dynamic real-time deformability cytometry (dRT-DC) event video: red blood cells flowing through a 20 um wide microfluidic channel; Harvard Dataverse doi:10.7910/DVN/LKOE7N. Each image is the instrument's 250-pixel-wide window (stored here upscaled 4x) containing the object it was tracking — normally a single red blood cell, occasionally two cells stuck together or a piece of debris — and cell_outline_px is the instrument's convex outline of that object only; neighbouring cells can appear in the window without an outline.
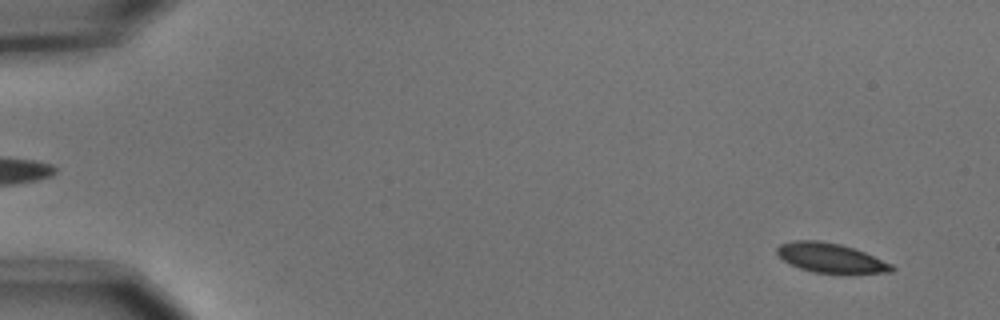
{"species": "common noctule bat (a hibernating species)", "species_latin": "Nyctalus noctula", "temperature_condition": "cold", "stored_images_in_passage": 54, "camera_frame_rate_fps": 3000, "um_per_image_px": 0.085, "animal": {"sex": "male", "body_mass_g": 15.6}, "frame": {"image": 1, "passage_image": 3, "time_ms": 0.667, "image_size_px": [1000, 320], "cell_outline_px": [[896, 268], [892, 272], [812, 272], [788, 264], [776, 252], [776, 248], [780, 244], [792, 240], [816, 240], [840, 244], [864, 252], [892, 264]], "centroid_in_image_um": [70.55, 21.9], "position_along_channel_um": 14.4, "area_um2": 19.31}}
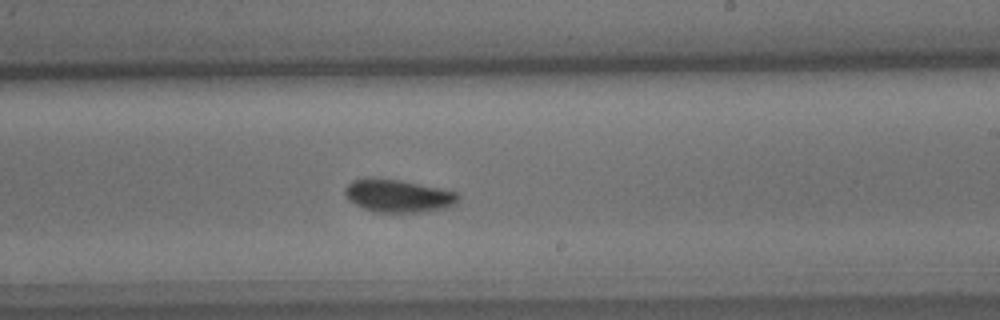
{"frame": {"image": 2, "passage_image": 33, "time_ms": 10.667, "image_size_px": [1000, 320], "cell_outline_px": [[460, 200], [456, 204], [448, 208], [424, 212], [372, 212], [348, 200], [344, 196], [344, 188], [352, 180], [364, 176], [368, 176], [400, 180], [456, 192], [460, 196]], "centroid_in_image_um": [33.81, 16.64], "position_along_channel_um": 255.2, "area_um2": 22.08}}
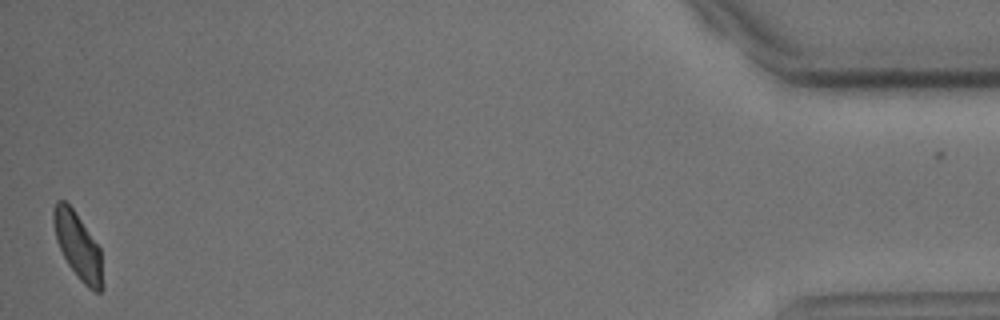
{"frame": {"image": 3, "passage_image": 54, "time_ms": 17.667, "image_size_px": [1000, 320], "cell_outline_px": [[104, 288], [100, 292], [96, 292], [88, 288], [80, 280], [68, 264], [56, 240], [52, 220], [52, 212], [56, 200], [64, 200], [72, 208], [100, 248]], "centroid_in_image_um": [6.62, 20.93], "position_along_channel_um": 428.6, "area_um2": 18.9}, "authors_computed_cell_mechanics": {"area_um2": 20.6057, "velocity_mm_per_s": 3.6704, "shape_relaxation_time_tau1_ms": 2.7876, "shape_relaxation_time_tau2_ms": null, "deformation_change_tau1": 0.0836, "deformation_change_tau2": null}}